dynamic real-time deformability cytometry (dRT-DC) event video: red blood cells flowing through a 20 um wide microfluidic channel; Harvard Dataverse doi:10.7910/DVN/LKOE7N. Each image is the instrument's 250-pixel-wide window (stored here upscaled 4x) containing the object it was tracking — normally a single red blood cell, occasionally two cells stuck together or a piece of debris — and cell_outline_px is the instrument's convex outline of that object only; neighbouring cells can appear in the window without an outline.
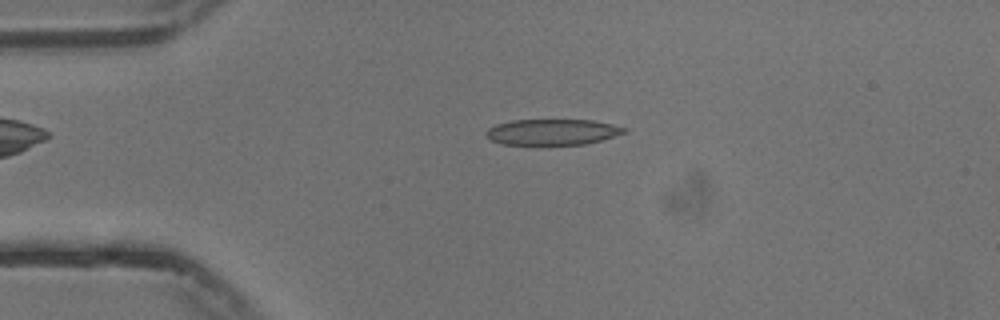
{"species": "common noctule bat (a hibernating species)", "species_latin": "Nyctalus noctula", "temperature_condition": "cold", "stored_images_in_passage": 53, "camera_frame_rate_fps": 3000, "um_per_image_px": 0.085, "animal": {"sex": "male", "body_mass_g": 13.3}, "frame": {"image": 1, "passage_image": 11, "time_ms": 3.333, "image_size_px": [1000, 320], "cell_outline_px": [[628, 132], [600, 140], [584, 144], [500, 144], [492, 140], [484, 132], [488, 128], [496, 124], [512, 120], [592, 120], [612, 124], [628, 128]], "centroid_in_image_um": [46.97, 11.21], "position_along_channel_um": 38.0, "area_um2": 20.69}}
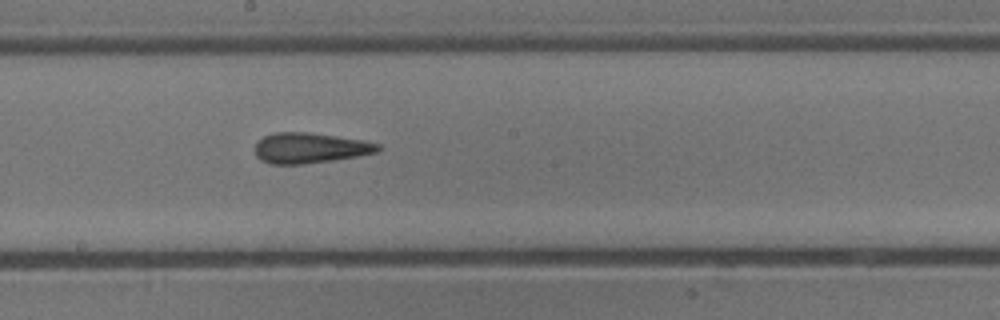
{"frame": {"image": 2, "passage_image": 28, "time_ms": 9.0, "image_size_px": [1000, 320], "cell_outline_px": [[380, 152], [332, 160], [300, 164], [268, 164], [260, 160], [256, 156], [256, 144], [264, 136], [276, 132], [308, 132], [364, 140], [380, 144]], "centroid_in_image_um": [26.35, 12.58], "position_along_channel_um": 221.8, "area_um2": 21.73}}
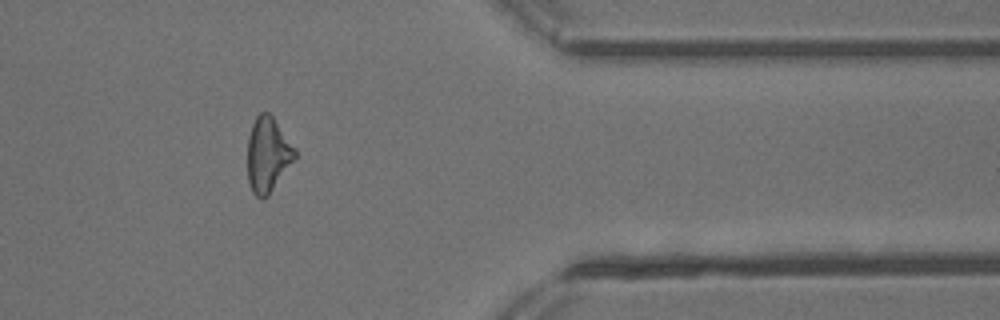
{"frame": {"image": 3, "passage_image": 43, "time_ms": 14.0, "image_size_px": [1000, 320], "cell_outline_px": [[296, 156], [268, 196], [264, 200], [260, 200], [252, 192], [248, 180], [248, 136], [252, 124], [256, 116], [260, 112], [268, 112], [272, 116], [296, 148]], "centroid_in_image_um": [22.75, 13.15], "position_along_channel_um": 388.7, "area_um2": 20.63}, "authors_computed_cell_mechanics": {"area_um2": 21.5016, "velocity_mm_per_s": 3.7635, "shape_relaxation_time_tau1_ms": 5.2107, "shape_relaxation_time_tau2_ms": 2.3268, "deformation_change_tau1": 0.1565, "deformation_change_tau2": 0.144}}